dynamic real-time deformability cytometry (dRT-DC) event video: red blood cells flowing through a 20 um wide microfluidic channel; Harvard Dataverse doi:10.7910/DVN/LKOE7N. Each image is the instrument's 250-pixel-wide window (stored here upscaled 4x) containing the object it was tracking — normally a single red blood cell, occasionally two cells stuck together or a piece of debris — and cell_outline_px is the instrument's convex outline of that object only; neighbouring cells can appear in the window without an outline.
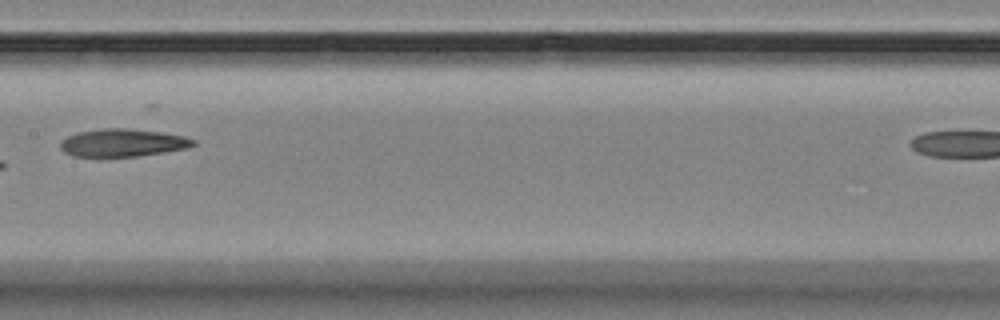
{"species": "Egyptian fruit bat (a non-hibernating species)", "species_latin": "Rousettus aegyptiacus", "temperature_condition": "room temperature", "stored_images_in_passage": 10, "segment_of_instrument_passage": [1, 2], "camera_frame_rate_fps": 3000, "um_per_image_px": 0.085, "animal": {"sex": "female"}, "frame": {"image": 1, "passage_image": 9, "time_ms": 9.333, "image_size_px": [1000, 320], "cell_outline_px": [[196, 144], [188, 148], [164, 152], [136, 156], [72, 156], [64, 152], [60, 148], [60, 140], [68, 136], [80, 132], [100, 128], [128, 128], [160, 132], [184, 136], [196, 140]], "centroid_in_image_um": [10.43, 12.13], "position_along_channel_um": 197.0, "area_um2": 21.44}}